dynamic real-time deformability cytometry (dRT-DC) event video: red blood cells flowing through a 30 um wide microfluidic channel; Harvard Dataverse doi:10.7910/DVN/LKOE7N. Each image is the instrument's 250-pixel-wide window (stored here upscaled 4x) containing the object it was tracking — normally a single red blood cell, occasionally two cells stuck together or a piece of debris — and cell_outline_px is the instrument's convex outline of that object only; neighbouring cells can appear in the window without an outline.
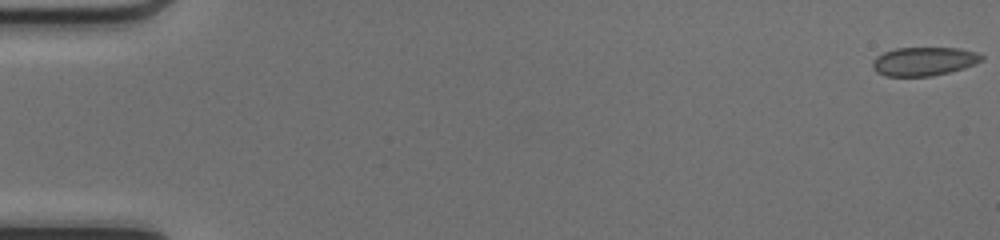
{"species": "common noctule bat (a hibernating species)", "species_latin": "Nyctalus noctula", "temperature_condition": "cold", "stored_images_in_passage": 50, "camera_frame_rate_fps": 3000, "um_per_image_px": 0.085, "animal": {"sex": "female", "body_mass_g": 17.0, "forearm_length_mm": 48.0}, "frame": {"image": 1, "passage_image": 1, "time_ms": 0.0, "image_size_px": [1000, 240], "cell_outline_px": [[984, 60], [976, 64], [964, 68], [932, 76], [884, 76], [876, 72], [872, 68], [872, 60], [876, 56], [884, 52], [896, 48], [960, 48], [976, 52], [984, 56]], "centroid_in_image_um": [78.53, 5.21], "position_along_channel_um": 6.5, "area_um2": 18.38}}
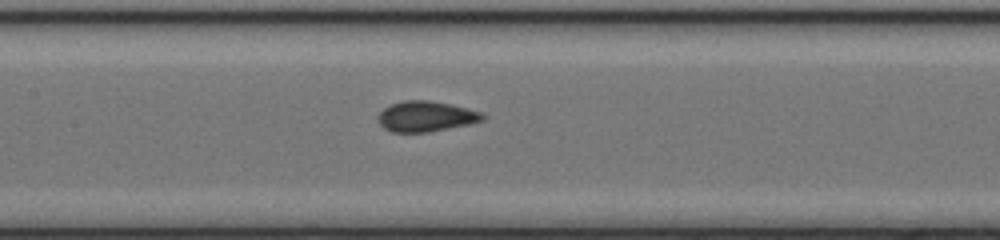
{"frame": {"image": 2, "passage_image": 25, "time_ms": 8.0, "image_size_px": [1000, 240], "cell_outline_px": [[488, 116], [484, 120], [468, 124], [428, 132], [392, 132], [384, 128], [380, 124], [376, 116], [384, 108], [392, 104], [404, 100], [428, 100], [452, 104], [484, 112]], "centroid_in_image_um": [36.24, 9.88], "position_along_channel_um": 171.2, "area_um2": 18.73}}
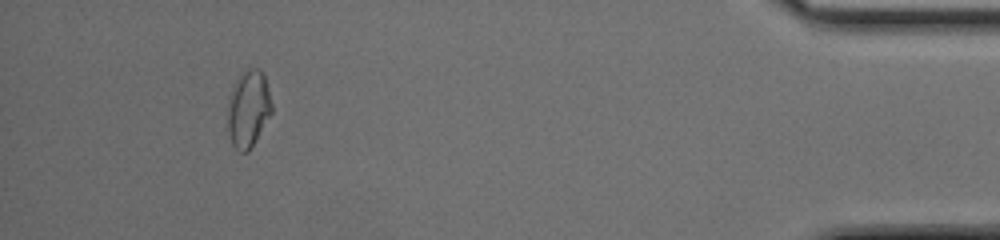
{"frame": {"image": 3, "passage_image": 47, "time_ms": 15.333, "image_size_px": [1000, 240], "cell_outline_px": [[272, 112], [248, 152], [240, 152], [232, 144], [228, 132], [228, 108], [232, 92], [236, 80], [244, 68], [256, 68], [264, 72], [272, 104]], "centroid_in_image_um": [21.12, 9.22], "position_along_channel_um": 414.1, "area_um2": 19.54}}